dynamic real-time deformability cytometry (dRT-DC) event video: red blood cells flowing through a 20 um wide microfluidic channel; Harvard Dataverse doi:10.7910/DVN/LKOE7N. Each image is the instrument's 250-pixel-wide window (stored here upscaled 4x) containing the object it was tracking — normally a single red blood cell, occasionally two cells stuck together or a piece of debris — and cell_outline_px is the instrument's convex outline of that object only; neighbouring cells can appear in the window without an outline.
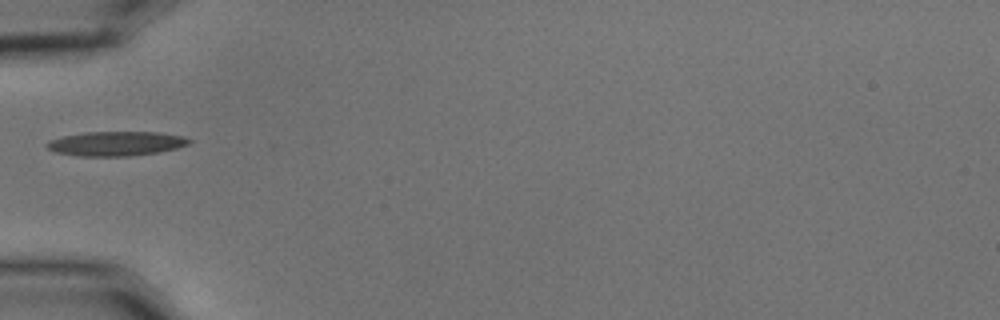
{"species": "common noctule bat (a hibernating species)", "species_latin": "Nyctalus noctula", "temperature_condition": "cold", "stored_images_in_passage": 38, "camera_frame_rate_fps": 3000, "um_per_image_px": 0.085, "animal": {"sex": "male", "body_mass_g": 15.6}, "frame": {"image": 1, "passage_image": 1, "time_ms": 0.0, "image_size_px": [1000, 320], "cell_outline_px": [[192, 140], [188, 144], [176, 148], [160, 152], [128, 156], [76, 156], [56, 152], [48, 148], [44, 144], [48, 140], [64, 136], [84, 132], [156, 132], [184, 136]], "centroid_in_image_um": [9.85, 12.2], "position_along_channel_um": 75.2, "area_um2": 20.29}}
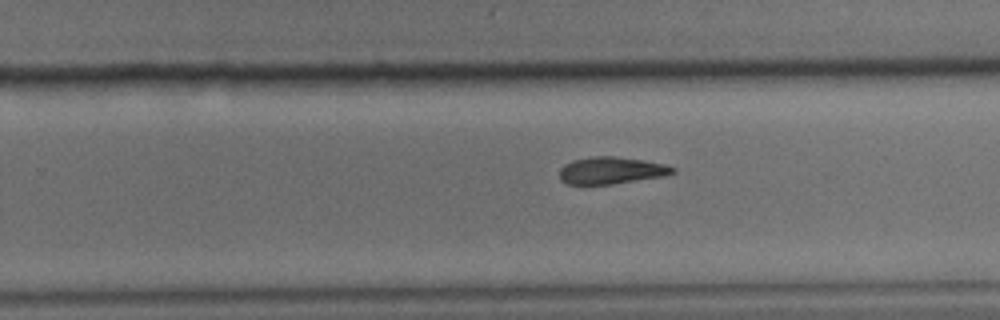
{"frame": {"image": 2, "passage_image": 18, "time_ms": 5.667, "image_size_px": [1000, 320], "cell_outline_px": [[676, 172], [664, 176], [612, 184], [568, 184], [560, 180], [560, 168], [564, 164], [572, 160], [592, 156], [616, 156], [664, 164], [676, 168]], "centroid_in_image_um": [51.94, 14.48], "position_along_channel_um": 277.9, "area_um2": 17.8}}
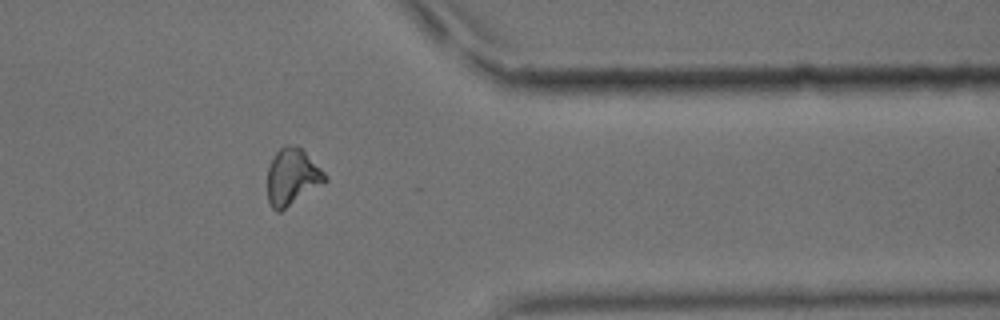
{"frame": {"image": 3, "passage_image": 28, "time_ms": 9.0, "image_size_px": [1000, 320], "cell_outline_px": [[328, 180], [324, 184], [280, 212], [276, 212], [272, 208], [268, 200], [268, 168], [276, 152], [280, 148], [288, 144], [296, 144], [328, 176]], "centroid_in_image_um": [24.84, 15.06], "position_along_channel_um": 386.6, "area_um2": 18.96}, "authors_computed_cell_mechanics": {"area_um2": 18.7272, "velocity_mm_per_s": 3.5608, "shape_relaxation_time_tau1_ms": 8.582, "shape_relaxation_time_tau2_ms": 10.1096, "deformation_change_tau1": 0.2078, "deformation_change_tau2": 0.1972}}